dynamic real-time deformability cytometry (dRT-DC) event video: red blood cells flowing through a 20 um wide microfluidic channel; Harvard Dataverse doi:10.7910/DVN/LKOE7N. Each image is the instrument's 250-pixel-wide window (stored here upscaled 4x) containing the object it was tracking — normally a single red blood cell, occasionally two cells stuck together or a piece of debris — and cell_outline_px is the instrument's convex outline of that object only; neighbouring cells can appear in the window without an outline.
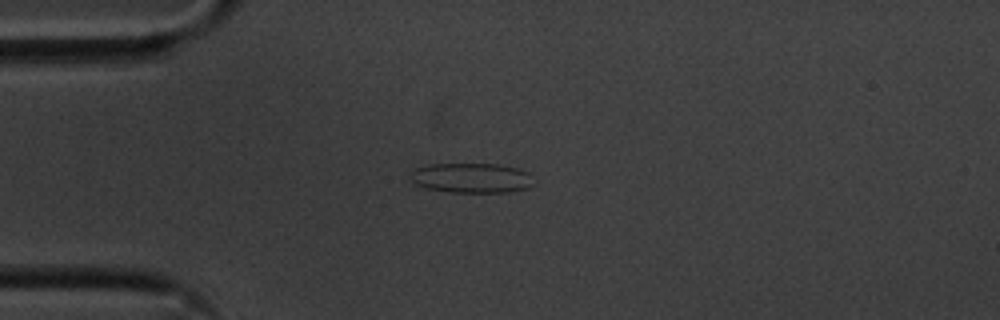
{"species": "common noctule bat (a hibernating species)", "species_latin": "Nyctalus noctula", "temperature_condition": "cold", "stored_images_in_passage": 43, "camera_frame_rate_fps": 3000, "um_per_image_px": 0.085, "animal": {"sex": "male", "body_mass_g": 20.1, "forearm_length_mm": 53.5}, "frame": {"image": 1, "passage_image": 1, "time_ms": 0.0, "image_size_px": [1000, 320], "cell_outline_px": [[536, 184], [528, 188], [508, 192], [452, 192], [424, 188], [416, 184], [412, 180], [412, 172], [416, 168], [428, 164], [496, 164], [516, 168], [528, 172], [536, 180]], "centroid_in_image_um": [40.14, 15.13], "position_along_channel_um": 44.9, "area_um2": 21.56}}
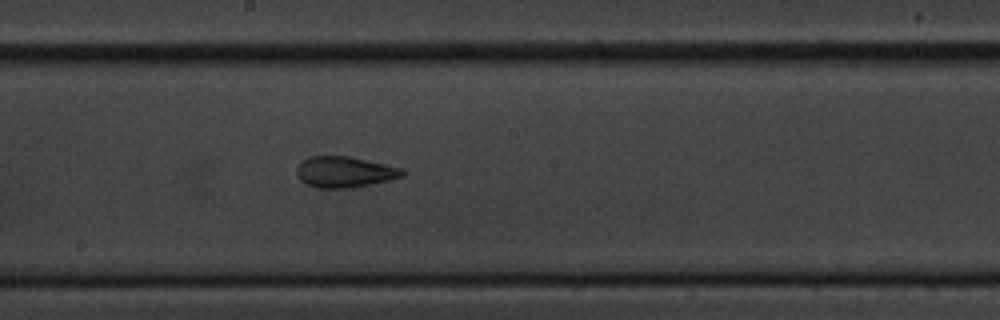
{"frame": {"image": 2, "passage_image": 17, "time_ms": 5.333, "image_size_px": [1000, 320], "cell_outline_px": [[404, 176], [388, 180], [348, 188], [316, 188], [304, 184], [300, 180], [296, 172], [296, 168], [300, 160], [308, 156], [348, 156], [404, 168]], "centroid_in_image_um": [29.23, 14.61], "position_along_channel_um": 219.0, "area_um2": 19.19}}
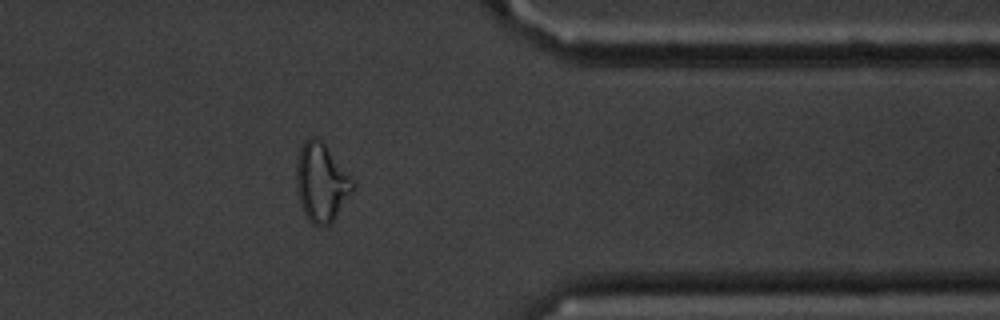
{"frame": {"image": 3, "passage_image": 32, "time_ms": 10.333, "image_size_px": [1000, 320], "cell_outline_px": [[356, 184], [332, 224], [320, 228], [316, 228], [308, 220], [300, 204], [296, 184], [296, 164], [300, 148], [304, 140], [312, 136], [316, 136], [324, 144], [356, 180]], "centroid_in_image_um": [27.33, 15.54], "position_along_channel_um": 384.1, "area_um2": 26.24}, "authors_computed_cell_mechanics": {"area_um2": 19.5364, "velocity_mm_per_s": 3.5678, "shape_relaxation_time_tau1_ms": null, "shape_relaxation_time_tau2_ms": 1.5538, "deformation_change_tau1": null, "deformation_change_tau2": 0.101}}